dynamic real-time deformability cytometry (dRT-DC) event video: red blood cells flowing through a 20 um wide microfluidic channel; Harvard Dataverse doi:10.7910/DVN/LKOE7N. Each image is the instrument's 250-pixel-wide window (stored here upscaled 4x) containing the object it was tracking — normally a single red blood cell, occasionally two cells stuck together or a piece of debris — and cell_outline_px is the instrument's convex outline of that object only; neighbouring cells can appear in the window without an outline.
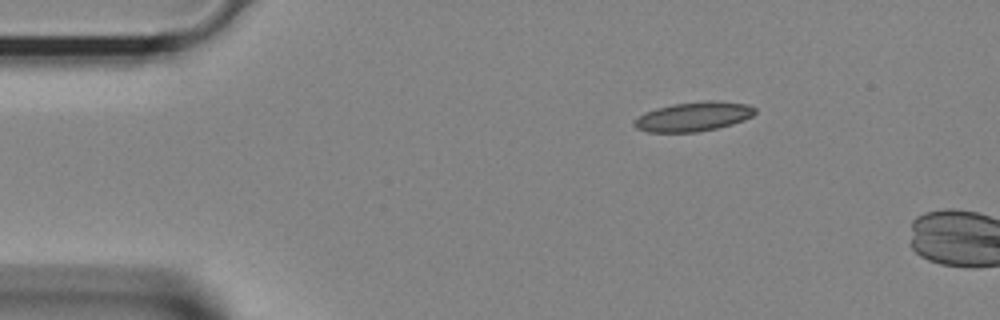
{"species": "Egyptian fruit bat (a non-hibernating species)", "species_latin": "Rousettus aegyptiacus", "temperature_condition": "room temperature", "stored_images_in_passage": 3, "camera_frame_rate_fps": 3000, "um_per_image_px": 0.085, "animal": {"sex": "female"}, "frame": {"image": 1, "passage_image": 1, "time_ms": 0.0, "image_size_px": [1000, 320], "cell_outline_px": [[756, 112], [752, 116], [744, 120], [732, 124], [716, 128], [696, 132], [648, 132], [636, 128], [632, 124], [632, 120], [656, 108], [672, 104], [704, 100], [716, 100], [748, 104], [756, 108]], "centroid_in_image_um": [58.96, 9.9], "position_along_channel_um": 26.0, "area_um2": 20.75}}